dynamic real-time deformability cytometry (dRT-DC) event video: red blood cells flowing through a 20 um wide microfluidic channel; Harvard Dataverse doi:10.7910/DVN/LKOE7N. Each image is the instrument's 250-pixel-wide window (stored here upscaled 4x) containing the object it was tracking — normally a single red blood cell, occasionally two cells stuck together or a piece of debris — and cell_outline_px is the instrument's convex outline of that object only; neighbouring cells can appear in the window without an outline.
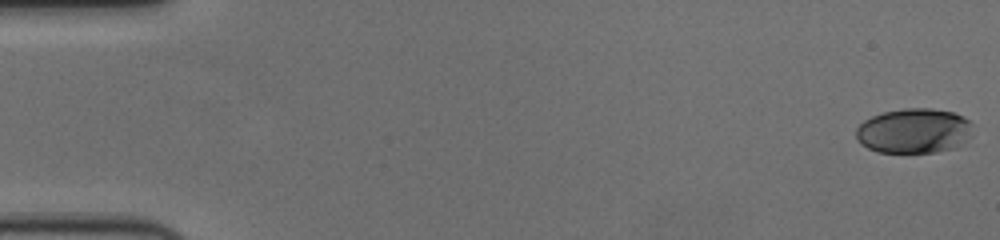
{"species": "human", "species_latin": "Homo sapiens", "temperature_condition": "cold", "stored_images_in_passage": 58, "camera_frame_rate_fps": 3000, "um_per_image_px": 0.085, "donor": {"sex": "female"}, "frame": {"image": 1, "passage_image": 1, "time_ms": 0.0, "image_size_px": [1000, 240], "cell_outline_px": [[972, 136], [956, 148], [936, 152], [876, 152], [860, 144], [856, 140], [856, 128], [864, 120], [872, 116], [884, 112], [904, 108], [932, 108], [952, 112], [964, 116], [972, 124]], "centroid_in_image_um": [77.69, 11.12], "position_along_channel_um": 7.3, "area_um2": 30.87}}
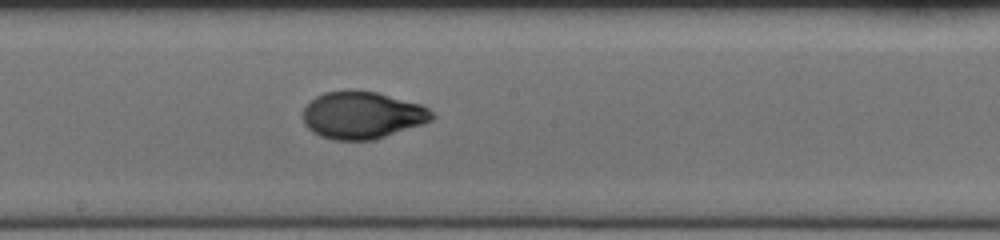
{"frame": {"image": 2, "passage_image": 32, "time_ms": 10.333, "image_size_px": [1000, 240], "cell_outline_px": [[436, 116], [432, 120], [424, 124], [372, 140], [332, 140], [320, 136], [312, 132], [304, 124], [304, 108], [316, 96], [324, 92], [376, 92], [420, 104], [428, 108]], "centroid_in_image_um": [30.81, 9.82], "position_along_channel_um": 217.4, "area_um2": 35.03}}
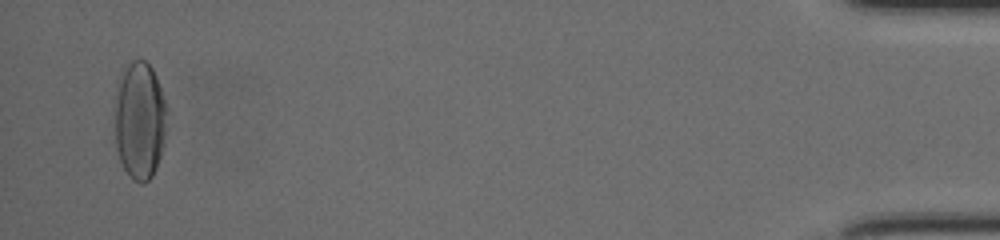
{"frame": {"image": 3, "passage_image": 56, "time_ms": 18.333, "image_size_px": [1000, 240], "cell_outline_px": [[168, 112], [164, 136], [160, 156], [156, 168], [152, 176], [144, 184], [140, 184], [132, 180], [128, 176], [112, 144], [112, 108], [116, 80], [124, 64], [128, 60], [144, 60], [152, 68], [156, 76]], "centroid_in_image_um": [11.77, 10.21], "position_along_channel_um": 423.4, "area_um2": 37.8}, "authors_computed_cell_mechanics": {"area_um2": 34.6222, "velocity_mm_per_s": 3.6321, "shape_relaxation_time_tau1_ms": 5.1702, "shape_relaxation_time_tau2_ms": 1.1776, "deformation_change_tau1": 0.2001, "deformation_change_tau2": 0.0472}}